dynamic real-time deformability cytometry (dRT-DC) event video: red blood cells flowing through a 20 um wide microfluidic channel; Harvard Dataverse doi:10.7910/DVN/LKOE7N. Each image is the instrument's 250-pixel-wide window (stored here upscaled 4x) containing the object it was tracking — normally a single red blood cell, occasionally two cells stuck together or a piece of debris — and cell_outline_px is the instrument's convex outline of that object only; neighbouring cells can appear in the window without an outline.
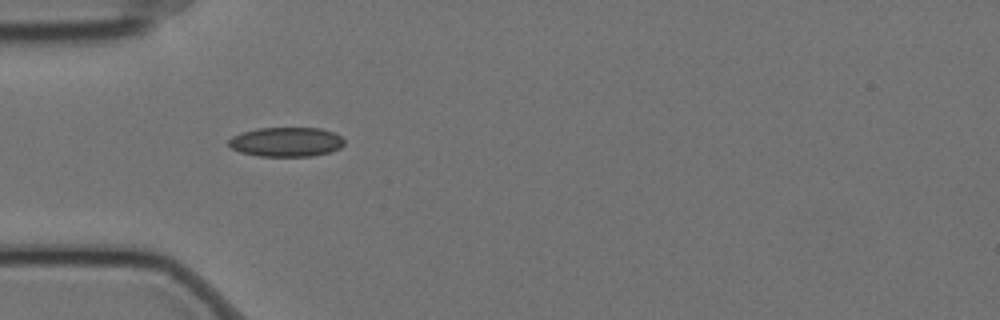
{"species": "Egyptian fruit bat (a non-hibernating species)", "species_latin": "Rousettus aegyptiacus", "temperature_condition": "cold", "stored_images_in_passage": 41, "camera_frame_rate_fps": 3000, "um_per_image_px": 0.085, "animal": {"sex": "female"}, "frame": {"image": 1, "passage_image": 1, "time_ms": 0.0, "image_size_px": [1000, 320], "cell_outline_px": [[344, 144], [340, 148], [328, 152], [312, 156], [260, 156], [240, 152], [232, 148], [228, 144], [228, 140], [232, 136], [256, 128], [320, 128], [332, 132], [340, 136], [344, 140]], "centroid_in_image_um": [24.32, 12.06], "position_along_channel_um": 60.7, "area_um2": 19.71}}
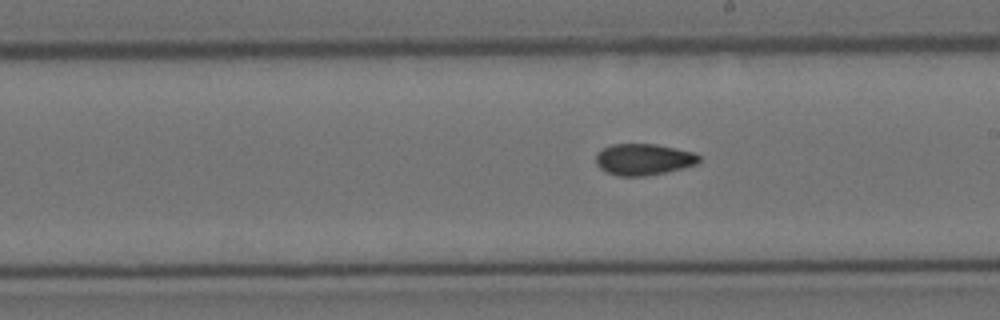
{"frame": {"image": 2, "passage_image": 16, "time_ms": 5.0, "image_size_px": [1000, 320], "cell_outline_px": [[700, 160], [696, 164], [684, 168], [644, 176], [616, 176], [604, 172], [596, 164], [596, 152], [612, 144], [656, 144], [696, 152], [700, 156]], "centroid_in_image_um": [54.69, 13.55], "position_along_channel_um": 234.3, "area_um2": 19.07}}
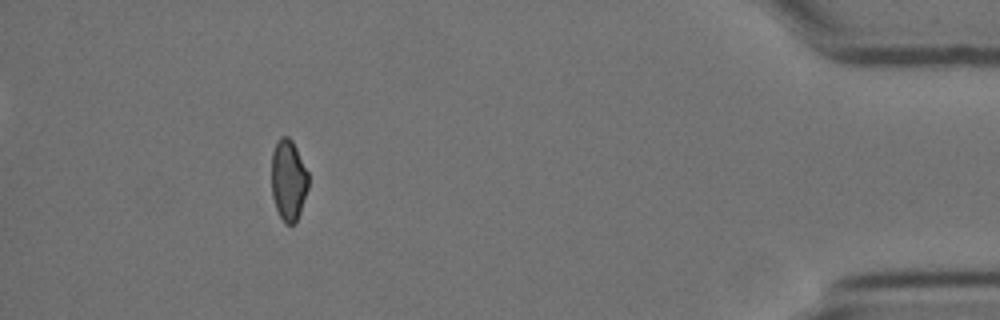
{"frame": {"image": 3, "passage_image": 36, "time_ms": 11.667, "image_size_px": [1000, 320], "cell_outline_px": [[308, 188], [300, 212], [296, 220], [292, 224], [284, 224], [276, 208], [272, 196], [272, 152], [276, 140], [280, 136], [288, 136], [292, 140], [308, 172]], "centroid_in_image_um": [24.51, 15.28], "position_along_channel_um": 410.7, "area_um2": 17.4}, "authors_computed_cell_mechanics": {"area_um2": 18.785, "velocity_mm_per_s": 3.5084, "shape_relaxation_time_tau1_ms": null, "shape_relaxation_time_tau2_ms": 7.0741, "deformation_change_tau1": null, "deformation_change_tau2": 0.106}}